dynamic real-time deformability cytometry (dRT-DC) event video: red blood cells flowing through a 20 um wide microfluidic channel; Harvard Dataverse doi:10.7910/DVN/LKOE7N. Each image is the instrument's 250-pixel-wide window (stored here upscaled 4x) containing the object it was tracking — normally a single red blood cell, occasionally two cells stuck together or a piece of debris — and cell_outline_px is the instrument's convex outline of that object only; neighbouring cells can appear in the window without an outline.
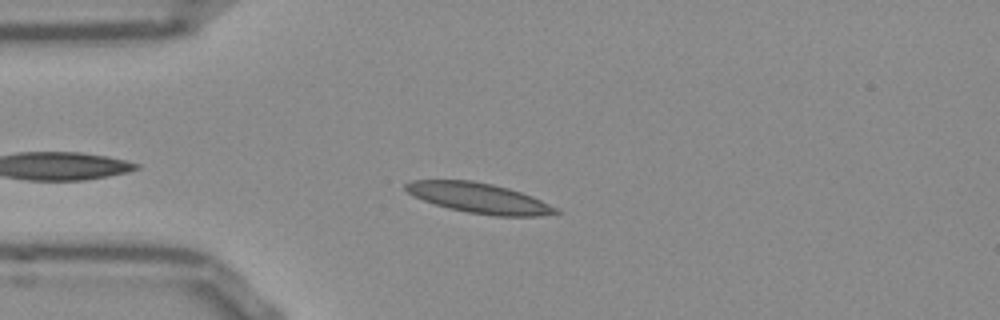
{"species": "Egyptian fruit bat (a non-hibernating species)", "species_latin": "Rousettus aegyptiacus", "temperature_condition": "room temperature", "stored_images_in_passage": 37, "camera_frame_rate_fps": 3000, "um_per_image_px": 0.085, "frame": {"image": 1, "passage_image": 5, "time_ms": 1.333, "image_size_px": [1000, 320], "cell_outline_px": [[564, 212], [540, 216], [496, 216], [468, 212], [448, 208], [412, 196], [404, 188], [404, 184], [412, 180], [472, 180], [492, 184], [508, 188], [532, 196]], "centroid_in_image_um": [40.71, 16.83], "position_along_channel_um": 44.3, "area_um2": 26.24}}
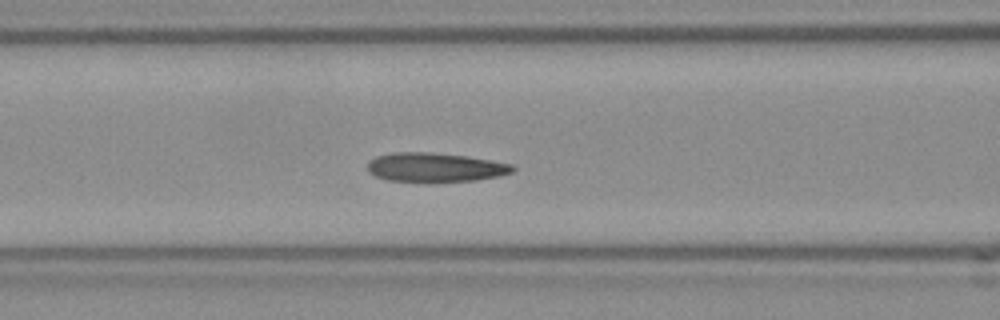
{"frame": {"image": 2, "passage_image": 13, "time_ms": 4.0, "image_size_px": [1000, 320], "cell_outline_px": [[516, 168], [512, 172], [500, 176], [476, 180], [428, 184], [388, 180], [376, 176], [368, 172], [368, 160], [376, 156], [392, 152], [428, 152], [468, 156], [492, 160], [512, 164]], "centroid_in_image_um": [36.98, 14.25], "position_along_channel_um": 129.6, "area_um2": 25.49}}
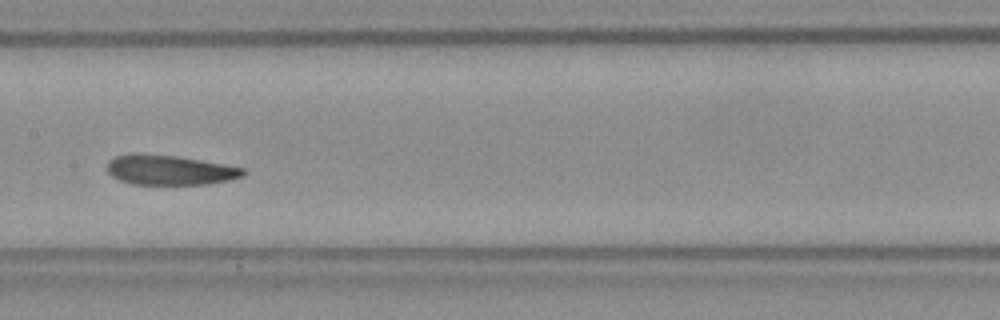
{"frame": {"image": 3, "passage_image": 18, "time_ms": 5.667, "image_size_px": [1000, 320], "cell_outline_px": [[248, 172], [244, 176], [228, 180], [208, 184], [132, 184], [120, 180], [112, 176], [108, 172], [108, 160], [116, 156], [136, 152], [140, 152], [176, 156], [224, 164], [244, 168]], "centroid_in_image_um": [14.42, 14.44], "position_along_channel_um": 193.0, "area_um2": 23.81}, "authors_computed_cell_mechanics": {"area_um2": 24.6228, "velocity_mm_per_s": 3.8036, "shape_relaxation_time_tau1_ms": 4.8622, "shape_relaxation_time_tau2_ms": 3.3026, "deformation_change_tau1": 0.1144, "deformation_change_tau2": 0.1052}}